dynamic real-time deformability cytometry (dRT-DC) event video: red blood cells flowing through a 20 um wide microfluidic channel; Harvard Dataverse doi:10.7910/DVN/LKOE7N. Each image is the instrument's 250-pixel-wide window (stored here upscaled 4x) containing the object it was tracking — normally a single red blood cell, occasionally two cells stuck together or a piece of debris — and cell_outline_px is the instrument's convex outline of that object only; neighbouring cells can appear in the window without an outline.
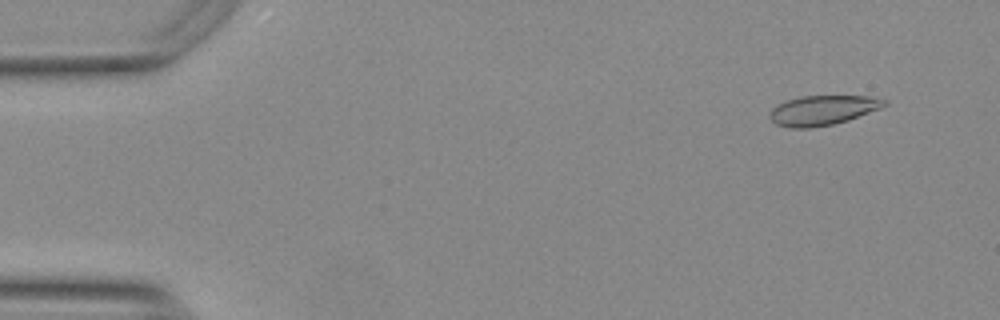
{"species": "Egyptian fruit bat (a non-hibernating species)", "species_latin": "Rousettus aegyptiacus", "temperature_condition": "warm", "stored_images_in_passage": 51, "camera_frame_rate_fps": 3000, "um_per_image_px": 0.085, "animal": {"sex": "female"}, "frame": {"image": 1, "passage_image": 5, "time_ms": 1.333, "image_size_px": [1000, 320], "cell_outline_px": [[888, 104], [880, 108], [848, 120], [832, 124], [808, 128], [792, 128], [776, 124], [768, 116], [768, 112], [772, 108], [788, 100], [800, 96], [868, 96], [888, 100]], "centroid_in_image_um": [69.92, 9.37], "position_along_channel_um": 15.1, "area_um2": 19.71}}
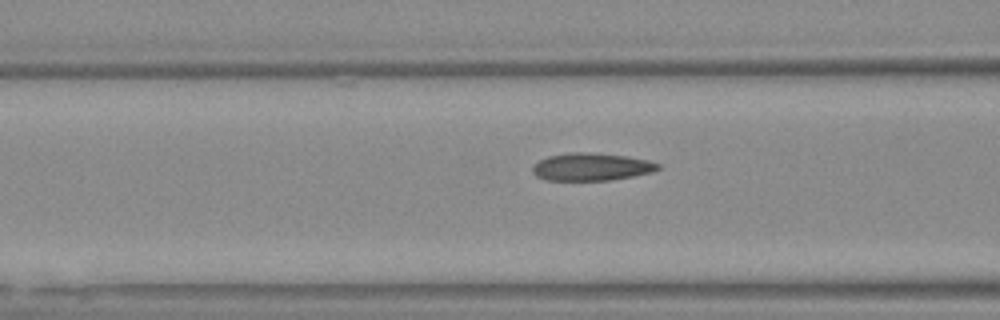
{"frame": {"image": 2, "passage_image": 22, "time_ms": 7.0, "image_size_px": [1000, 320], "cell_outline_px": [[660, 168], [652, 172], [632, 176], [608, 180], [548, 180], [536, 176], [532, 172], [532, 164], [548, 156], [572, 152], [588, 152], [624, 156], [648, 160], [660, 164]], "centroid_in_image_um": [50.24, 14.18], "position_along_channel_um": 116.4, "area_um2": 20.06}}
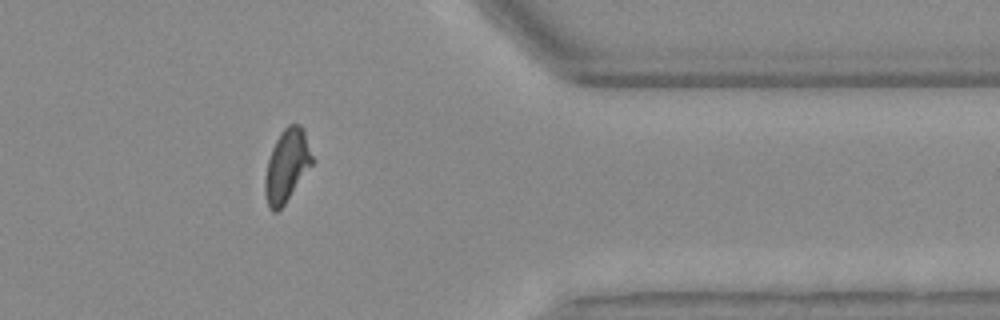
{"frame": {"image": 3, "passage_image": 45, "time_ms": 14.667, "image_size_px": [1000, 320], "cell_outline_px": [[312, 164], [284, 204], [276, 212], [272, 212], [268, 204], [264, 192], [264, 180], [268, 160], [272, 148], [280, 132], [288, 124], [296, 124], [304, 128], [312, 156]], "centroid_in_image_um": [24.36, 14.06], "position_along_channel_um": 387.0, "area_um2": 19.59}}